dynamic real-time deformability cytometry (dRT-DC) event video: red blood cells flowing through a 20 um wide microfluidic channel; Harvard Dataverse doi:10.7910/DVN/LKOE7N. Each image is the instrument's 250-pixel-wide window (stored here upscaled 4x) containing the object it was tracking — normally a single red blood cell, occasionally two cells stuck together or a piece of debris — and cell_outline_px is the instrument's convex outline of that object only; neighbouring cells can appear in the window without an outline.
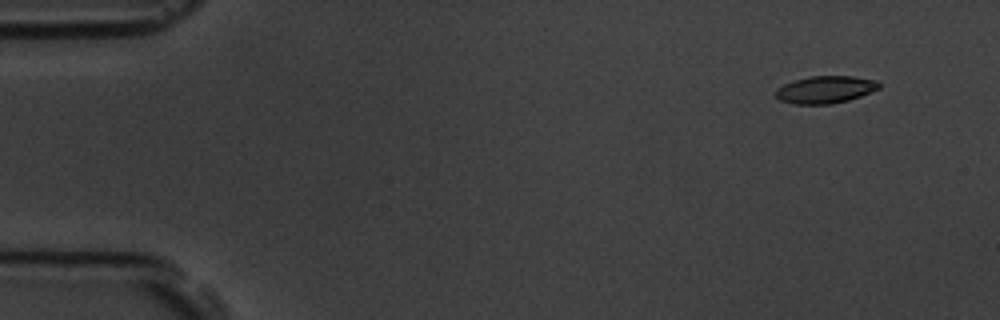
{"species": "common noctule bat (a hibernating species)", "species_latin": "Nyctalus noctula", "temperature_condition": "room temperature", "stored_images_in_passage": 5, "camera_frame_rate_fps": 3000, "um_per_image_px": 0.085, "animal": {"sex": "male", "body_mass_g": 19.5, "forearm_length_mm": 54.6}, "frame": {"image": 1, "passage_image": 2, "time_ms": 1.0, "image_size_px": [1000, 320], "cell_outline_px": [[880, 88], [860, 96], [848, 100], [832, 104], [796, 104], [780, 100], [776, 96], [776, 88], [784, 84], [808, 76], [852, 76], [880, 80]], "centroid_in_image_um": [70.18, 7.6], "position_along_channel_um": 14.8, "area_um2": 16.47}}
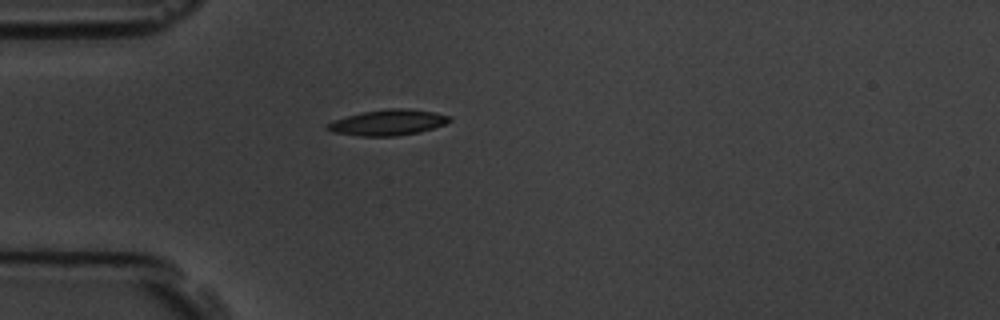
{"frame": {"image": 2, "passage_image": 5, "time_ms": 4.667, "image_size_px": [1000, 320], "cell_outline_px": [[452, 120], [444, 124], [420, 132], [396, 136], [360, 136], [332, 132], [324, 128], [324, 124], [332, 120], [364, 112], [388, 108], [408, 108], [432, 112], [448, 116]], "centroid_in_image_um": [32.91, 10.42], "position_along_channel_um": 52.1, "area_um2": 18.26}}